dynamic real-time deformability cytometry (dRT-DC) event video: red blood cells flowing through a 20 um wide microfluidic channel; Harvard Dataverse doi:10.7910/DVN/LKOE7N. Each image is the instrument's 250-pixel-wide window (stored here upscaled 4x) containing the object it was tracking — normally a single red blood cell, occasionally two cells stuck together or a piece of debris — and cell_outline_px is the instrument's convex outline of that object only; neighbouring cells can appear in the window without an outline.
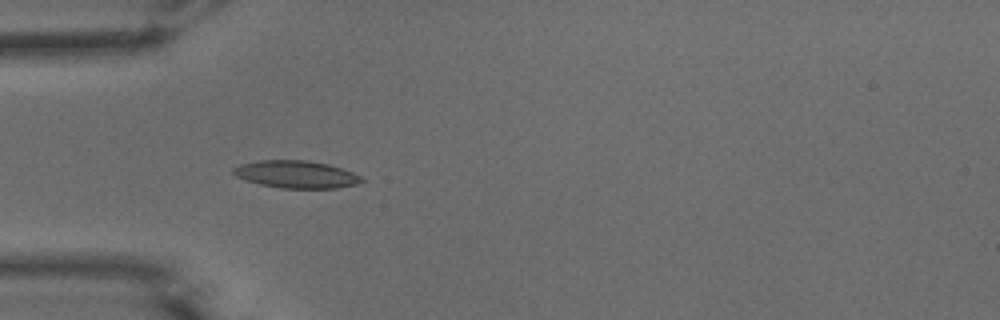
{"species": "common noctule bat (a hibernating species)", "species_latin": "Nyctalus noctula", "temperature_condition": "warm", "stored_images_in_passage": 37, "camera_frame_rate_fps": 3000, "um_per_image_px": 0.085, "animal": {"sex": "male", "body_mass_g": 15.6}, "frame": {"image": 1, "passage_image": 1, "time_ms": 0.0, "image_size_px": [1000, 320], "cell_outline_px": [[364, 180], [356, 184], [336, 188], [280, 188], [260, 184], [244, 180], [236, 176], [232, 172], [232, 168], [240, 164], [260, 160], [308, 160], [328, 164], [352, 172], [360, 176]], "centroid_in_image_um": [25.13, 14.82], "position_along_channel_um": 59.9, "area_um2": 20.46}}
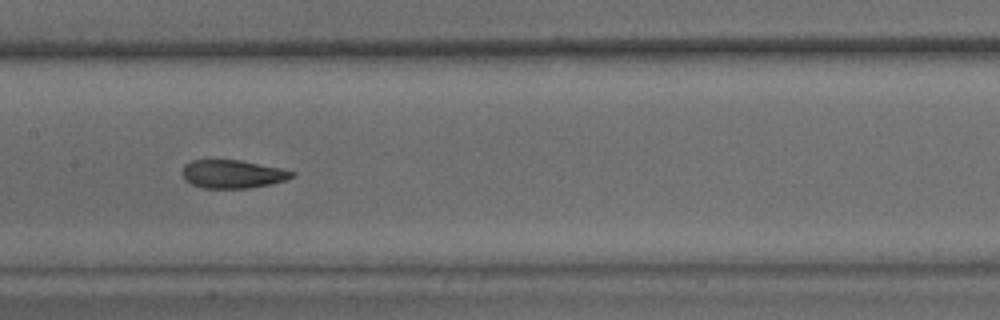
{"frame": {"image": 2, "passage_image": 11, "time_ms": 3.333, "image_size_px": [1000, 320], "cell_outline_px": [[296, 172], [292, 176], [284, 180], [268, 184], [248, 188], [204, 188], [192, 184], [184, 180], [180, 172], [184, 164], [192, 160], [240, 160], [280, 168]], "centroid_in_image_um": [19.69, 14.79], "position_along_channel_um": 187.7, "area_um2": 17.98}}
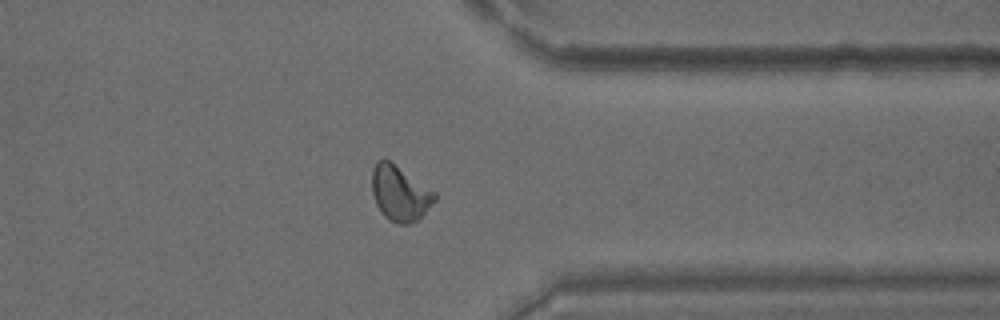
{"frame": {"image": 3, "passage_image": 26, "time_ms": 8.333, "image_size_px": [1000, 320], "cell_outline_px": [[436, 200], [416, 220], [408, 224], [400, 224], [384, 216], [376, 204], [372, 192], [372, 172], [376, 160], [388, 160], [436, 192]], "centroid_in_image_um": [33.98, 16.42], "position_along_channel_um": 377.4, "area_um2": 19.71}, "authors_computed_cell_mechanics": {"area_um2": 19.3052, "velocity_mm_per_s": 3.9058, "shape_relaxation_time_tau1_ms": 7.0782, "shape_relaxation_time_tau2_ms": 1.5153, "deformation_change_tau1": 0.2221, "deformation_change_tau2": 0.0842}}